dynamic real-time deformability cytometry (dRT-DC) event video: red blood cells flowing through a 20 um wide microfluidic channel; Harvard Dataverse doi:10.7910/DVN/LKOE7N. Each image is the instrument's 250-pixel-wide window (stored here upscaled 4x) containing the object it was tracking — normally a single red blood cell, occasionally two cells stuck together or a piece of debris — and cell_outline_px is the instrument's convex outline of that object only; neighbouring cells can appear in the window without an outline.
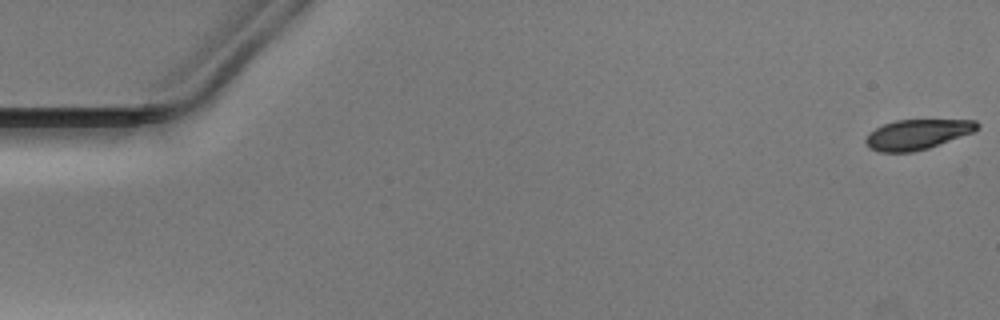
{"species": "Egyptian fruit bat (a non-hibernating species)", "species_latin": "Rousettus aegyptiacus", "temperature_condition": "warm", "stored_images_in_passage": 52, "camera_frame_rate_fps": 3000, "um_per_image_px": 0.085, "animal": {"sex": "male"}, "frame": {"image": 1, "passage_image": 1, "time_ms": 0.0, "image_size_px": [1000, 320], "cell_outline_px": [[980, 128], [972, 132], [928, 148], [912, 152], [880, 152], [868, 148], [864, 140], [876, 128], [884, 124], [896, 120], [976, 120], [980, 124]], "centroid_in_image_um": [77.97, 11.42], "position_along_channel_um": 7.0, "area_um2": 19.31}}
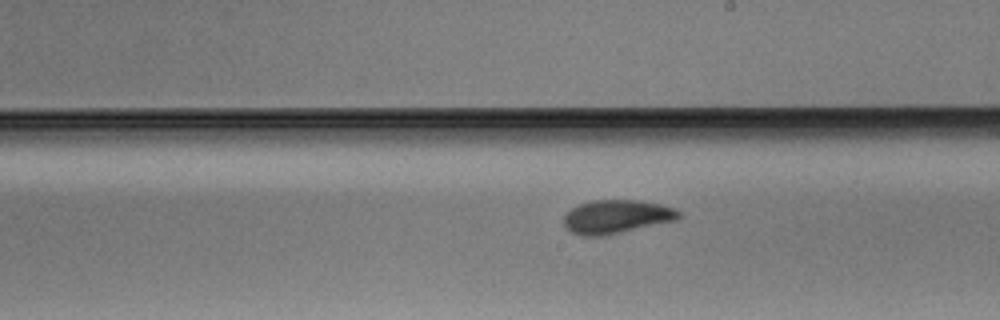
{"frame": {"image": 2, "passage_image": 30, "time_ms": 9.667, "image_size_px": [1000, 320], "cell_outline_px": [[680, 216], [676, 220], [620, 232], [600, 236], [584, 236], [572, 232], [564, 224], [564, 216], [572, 208], [580, 204], [592, 200], [636, 200], [660, 204], [676, 208], [680, 212]], "centroid_in_image_um": [52.41, 18.4], "position_along_channel_um": 236.6, "area_um2": 22.14}}
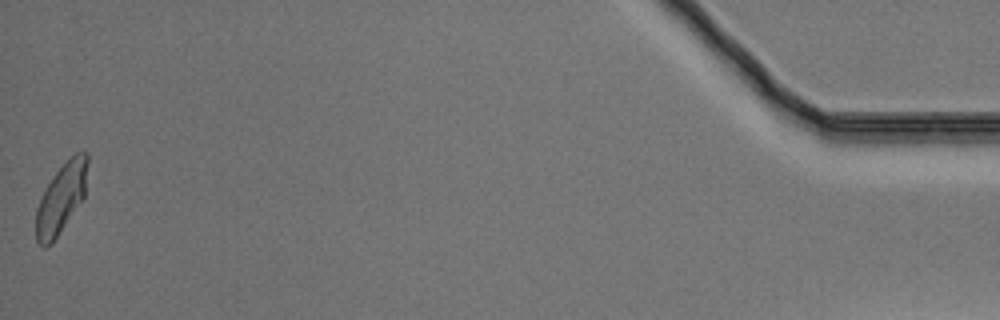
{"frame": {"image": 3, "passage_image": 52, "time_ms": 17.0, "image_size_px": [1000, 320], "cell_outline_px": [[88, 164], [84, 196], [52, 244], [44, 248], [36, 240], [36, 208], [48, 184], [56, 172], [76, 152], [88, 152]], "centroid_in_image_um": [5.2, 16.87], "position_along_channel_um": 430.0, "area_um2": 20.52}}